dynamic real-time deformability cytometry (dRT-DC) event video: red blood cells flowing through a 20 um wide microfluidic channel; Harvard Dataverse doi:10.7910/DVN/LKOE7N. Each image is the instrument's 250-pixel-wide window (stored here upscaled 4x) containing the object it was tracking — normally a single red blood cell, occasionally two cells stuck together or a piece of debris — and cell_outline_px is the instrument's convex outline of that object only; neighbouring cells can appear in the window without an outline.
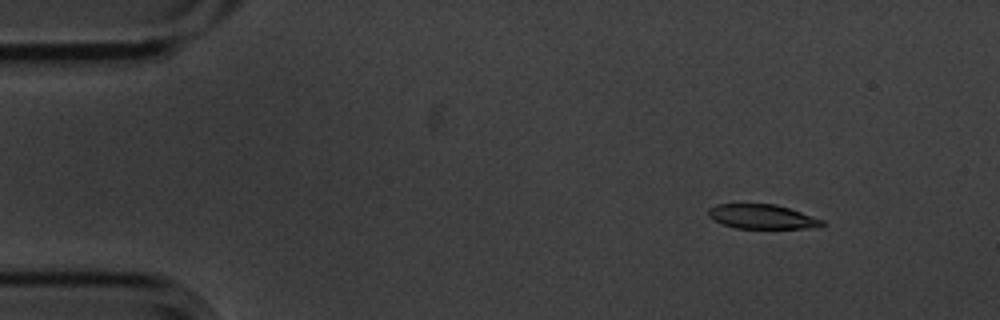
{"species": "common noctule bat (a hibernating species)", "species_latin": "Nyctalus noctula", "temperature_condition": "cold", "stored_images_in_passage": 9, "camera_frame_rate_fps": 3000, "um_per_image_px": 0.085, "animal": {"sex": "male", "body_mass_g": 20.1, "forearm_length_mm": 53.5}, "frame": {"image": 1, "passage_image": 2, "time_ms": 0.333, "image_size_px": [1000, 320], "cell_outline_px": [[824, 224], [812, 228], [736, 228], [724, 224], [708, 216], [708, 208], [716, 204], [776, 204], [824, 220]], "centroid_in_image_um": [64.76, 18.41], "position_along_channel_um": 20.2, "area_um2": 15.95}}
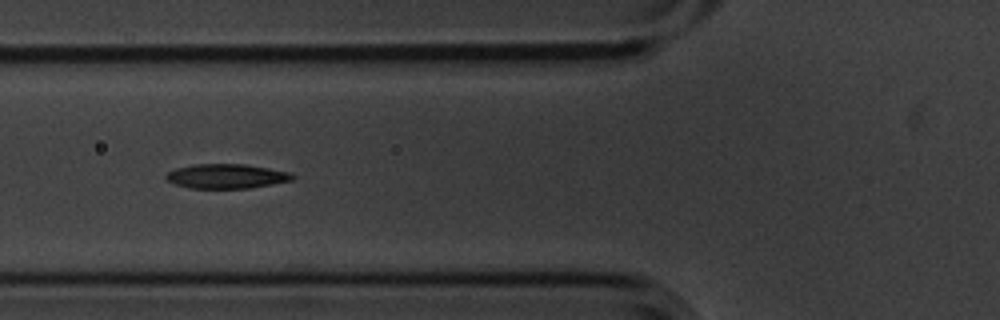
{"frame": {"image": 2, "passage_image": 6, "time_ms": 1.667, "image_size_px": [1000, 320], "cell_outline_px": [[296, 176], [292, 180], [272, 184], [248, 188], [188, 188], [176, 184], [168, 180], [164, 176], [168, 172], [176, 168], [192, 164], [244, 164], [292, 172]], "centroid_in_image_um": [19.26, 14.97], "position_along_channel_um": 106.5, "area_um2": 18.03}}
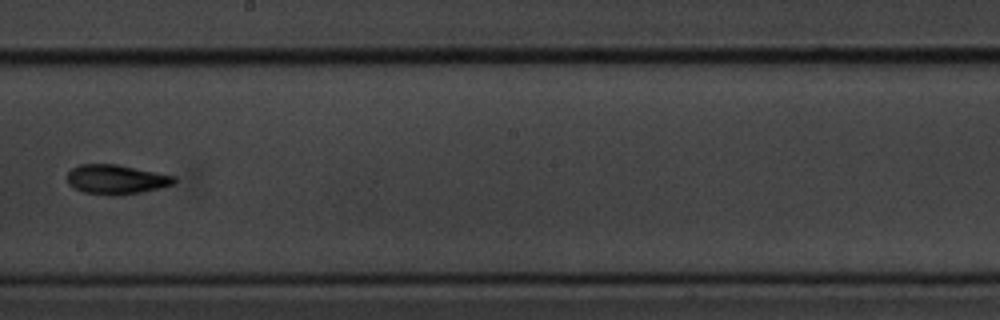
{"frame": {"image": 3, "passage_image": 9, "time_ms": 2.667, "image_size_px": [1000, 320], "cell_outline_px": [[176, 180], [172, 184], [160, 188], [144, 192], [120, 196], [112, 196], [84, 192], [72, 188], [68, 184], [68, 172], [72, 168], [80, 164], [116, 164], [176, 176]], "centroid_in_image_um": [9.87, 15.26], "position_along_channel_um": 238.3, "area_um2": 18.55}}